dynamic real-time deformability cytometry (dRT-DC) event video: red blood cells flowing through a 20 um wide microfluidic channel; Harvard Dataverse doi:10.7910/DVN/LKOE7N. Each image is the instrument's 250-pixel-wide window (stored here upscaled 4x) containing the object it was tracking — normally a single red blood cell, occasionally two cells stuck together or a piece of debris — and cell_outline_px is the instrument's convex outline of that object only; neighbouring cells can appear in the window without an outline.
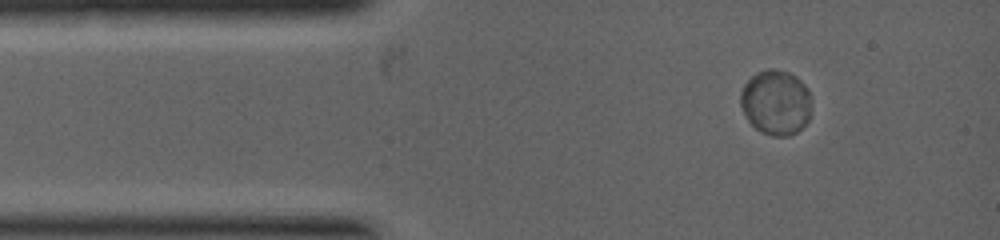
{"species": "common noctule bat (a hibernating species)", "species_latin": "Nyctalus noctula", "temperature_condition": "warm", "stored_images_in_passage": 12, "camera_frame_rate_fps": 5000, "um_per_image_px": 0.085, "animal": {"sex": "female", "body_mass_g": 19.0, "forearm_length_mm": 53.3}, "frame": {"image": 1, "passage_image": 1, "time_ms": 0.0, "image_size_px": [1000, 240], "cell_outline_px": [[808, 120], [796, 132], [788, 136], [772, 136], [760, 132], [748, 120], [740, 104], [740, 92], [744, 84], [756, 72], [768, 68], [772, 68], [788, 72], [796, 76], [808, 88]], "centroid_in_image_um": [65.9, 8.69], "position_along_channel_um": 19.1, "area_um2": 26.59}}
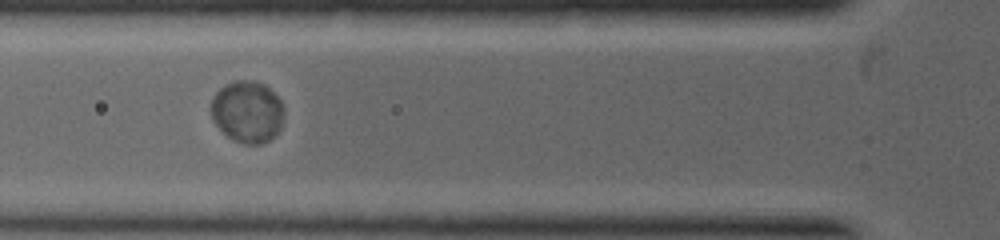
{"frame": {"image": 2, "passage_image": 6, "time_ms": 1.8, "image_size_px": [1000, 240], "cell_outline_px": [[284, 112], [280, 128], [276, 136], [260, 144], [244, 144], [232, 140], [212, 120], [208, 108], [212, 96], [224, 84], [236, 80], [252, 80], [264, 84], [284, 104]], "centroid_in_image_um": [20.99, 9.49], "position_along_channel_um": 104.8, "area_um2": 26.7}}
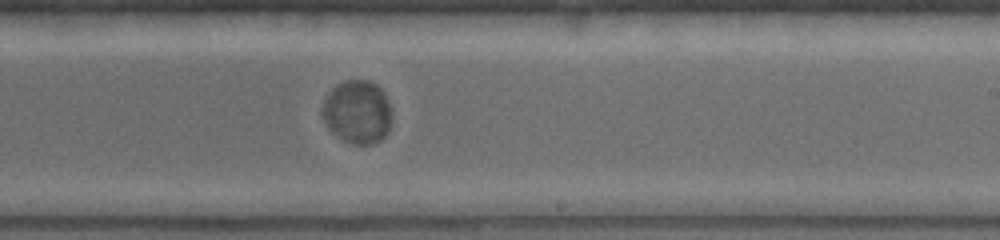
{"frame": {"image": 3, "passage_image": 12, "time_ms": 4.0, "image_size_px": [1000, 240], "cell_outline_px": [[392, 120], [388, 132], [380, 140], [372, 144], [352, 144], [344, 140], [332, 132], [328, 128], [324, 120], [320, 108], [328, 92], [336, 84], [348, 80], [368, 80], [376, 84], [384, 92], [388, 100], [392, 116]], "centroid_in_image_um": [30.38, 9.51], "position_along_channel_um": 258.6, "area_um2": 25.89}}